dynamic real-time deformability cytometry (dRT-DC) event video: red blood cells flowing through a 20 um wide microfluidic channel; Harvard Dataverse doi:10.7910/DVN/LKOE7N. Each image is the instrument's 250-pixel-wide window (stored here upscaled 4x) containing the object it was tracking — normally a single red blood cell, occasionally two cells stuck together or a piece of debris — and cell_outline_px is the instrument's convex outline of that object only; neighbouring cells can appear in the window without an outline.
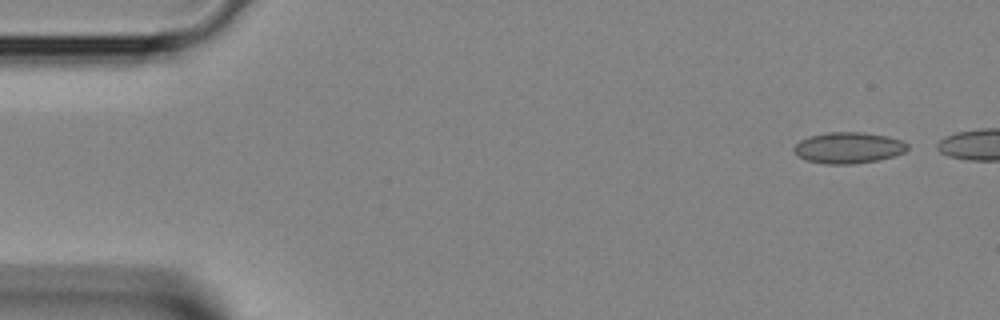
{"species": "Egyptian fruit bat (a non-hibernating species)", "species_latin": "Rousettus aegyptiacus", "temperature_condition": "room temperature", "stored_images_in_passage": 3, "camera_frame_rate_fps": 3000, "um_per_image_px": 0.085, "animal": {"sex": "female"}, "frame": {"image": 1, "passage_image": 1, "time_ms": 0.0, "image_size_px": [1000, 320], "cell_outline_px": [[908, 148], [904, 152], [896, 156], [876, 160], [852, 164], [828, 164], [808, 160], [800, 156], [792, 148], [800, 140], [808, 136], [828, 132], [860, 132], [888, 136], [900, 140], [908, 144]], "centroid_in_image_um": [72.13, 12.55], "position_along_channel_um": 12.9, "area_um2": 20.46}}